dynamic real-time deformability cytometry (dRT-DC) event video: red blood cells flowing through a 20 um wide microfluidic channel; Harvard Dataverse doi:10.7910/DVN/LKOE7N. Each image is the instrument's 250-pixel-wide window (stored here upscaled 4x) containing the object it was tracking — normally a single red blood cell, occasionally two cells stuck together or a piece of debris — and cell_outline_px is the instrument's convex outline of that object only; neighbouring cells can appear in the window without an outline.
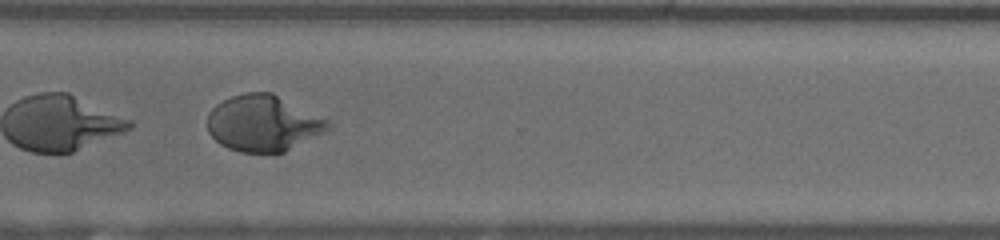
{"species": "human", "species_latin": "Homo sapiens", "temperature_condition": "room temperature", "stored_images_in_passage": 47, "camera_frame_rate_fps": 3000, "um_per_image_px": 0.085, "donor": {"sex": "female"}, "frame": {"image": 1, "passage_image": 37, "time_ms": 12.0, "image_size_px": [1000, 240], "cell_outline_px": [[332, 124], [324, 132], [284, 152], [272, 156], [240, 152], [228, 148], [220, 144], [208, 132], [208, 112], [216, 104], [232, 96], [244, 92], [272, 92], [328, 120]], "centroid_in_image_um": [22.35, 10.51], "position_along_channel_um": 348.2, "area_um2": 39.82}, "authors_computed_cell_mechanics": {"area_um2": 40.2288, "velocity_mm_per_s": 4.1543, "shape_relaxation_time_tau1_ms": 4.202, "shape_relaxation_time_tau2_ms": null, "deformation_change_tau1": 0.2442, "deformation_change_tau2": null}}